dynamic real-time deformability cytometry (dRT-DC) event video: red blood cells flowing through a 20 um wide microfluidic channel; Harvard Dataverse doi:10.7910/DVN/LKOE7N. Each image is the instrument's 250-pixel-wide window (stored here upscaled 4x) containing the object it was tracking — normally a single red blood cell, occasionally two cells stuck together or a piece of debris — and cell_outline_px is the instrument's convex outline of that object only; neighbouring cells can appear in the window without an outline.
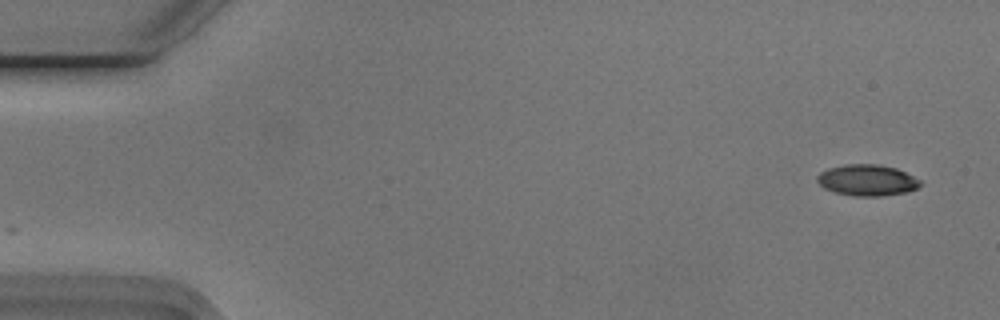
{"species": "Egyptian fruit bat (a non-hibernating species)", "species_latin": "Rousettus aegyptiacus", "temperature_condition": "cold", "stored_images_in_passage": 15, "camera_frame_rate_fps": 3000, "um_per_image_px": 0.085, "animal": {"sex": "male"}, "frame": {"image": 1, "passage_image": 1, "time_ms": 0.0, "image_size_px": [1000, 320], "cell_outline_px": [[924, 184], [916, 188], [904, 192], [880, 196], [856, 196], [836, 192], [824, 188], [816, 180], [816, 176], [820, 172], [828, 168], [844, 164], [876, 164], [896, 168], [920, 180]], "centroid_in_image_um": [73.68, 15.3], "position_along_channel_um": 11.3, "area_um2": 18.61}}
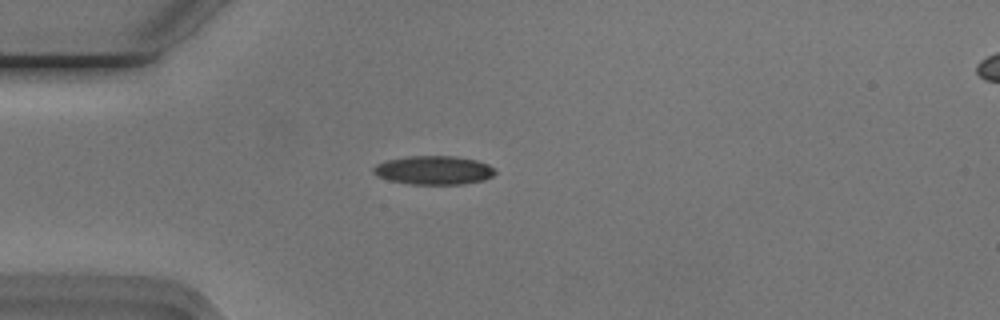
{"frame": {"image": 2, "passage_image": 13, "time_ms": 4.0, "image_size_px": [1000, 320], "cell_outline_px": [[496, 172], [492, 176], [484, 180], [464, 184], [408, 184], [388, 180], [376, 176], [372, 172], [372, 168], [376, 164], [388, 160], [408, 156], [456, 156], [476, 160], [488, 164], [496, 168]], "centroid_in_image_um": [36.87, 14.47], "position_along_channel_um": 48.1, "area_um2": 20.58}}